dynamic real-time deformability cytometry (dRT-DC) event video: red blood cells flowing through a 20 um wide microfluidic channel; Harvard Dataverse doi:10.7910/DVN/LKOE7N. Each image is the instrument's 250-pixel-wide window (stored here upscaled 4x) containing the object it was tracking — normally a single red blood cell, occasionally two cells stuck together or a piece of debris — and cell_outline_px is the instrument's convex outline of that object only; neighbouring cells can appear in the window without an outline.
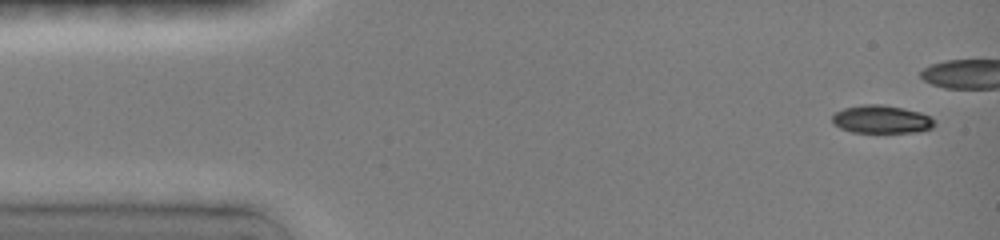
{"species": "common noctule bat (a hibernating species)", "species_latin": "Nyctalus noctula", "temperature_condition": "room temperature", "stored_images_in_passage": 9, "camera_frame_rate_fps": 3000, "um_per_image_px": 0.085, "animal": {"sex": "female", "body_mass_g": 19.0, "forearm_length_mm": 51.5}, "frame": {"image": 1, "passage_image": 1, "time_ms": 0.0, "image_size_px": [1000, 240], "cell_outline_px": [[936, 124], [932, 128], [920, 132], [852, 132], [840, 128], [832, 124], [832, 116], [836, 112], [844, 108], [864, 104], [880, 104], [904, 108], [920, 112], [936, 120]], "centroid_in_image_um": [74.94, 10.14], "position_along_channel_um": 10.1, "area_um2": 16.82}}